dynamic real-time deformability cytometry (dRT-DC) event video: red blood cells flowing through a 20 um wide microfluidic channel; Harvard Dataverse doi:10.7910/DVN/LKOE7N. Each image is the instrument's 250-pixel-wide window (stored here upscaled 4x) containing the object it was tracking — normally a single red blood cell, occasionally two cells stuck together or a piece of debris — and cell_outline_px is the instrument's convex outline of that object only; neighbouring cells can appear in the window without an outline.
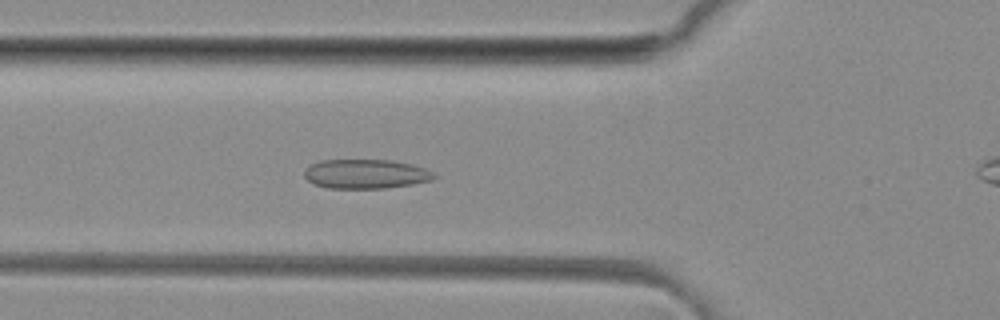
{"species": "common noctule bat (a hibernating species)", "species_latin": "Nyctalus noctula", "temperature_condition": "room temperature", "stored_images_in_passage": 37, "camera_frame_rate_fps": 3000, "um_per_image_px": 0.085, "animal": {"sex": "female", "body_mass_g": 29.2, "forearm_length_mm": 56.3}, "frame": {"image": 1, "passage_image": 4, "time_ms": 1.0, "image_size_px": [1000, 320], "cell_outline_px": [[440, 176], [432, 180], [412, 184], [384, 188], [328, 188], [312, 184], [304, 176], [304, 172], [312, 164], [320, 160], [392, 160], [412, 164], [424, 168]], "centroid_in_image_um": [31.11, 14.79], "position_along_channel_um": 94.7, "area_um2": 22.2}}
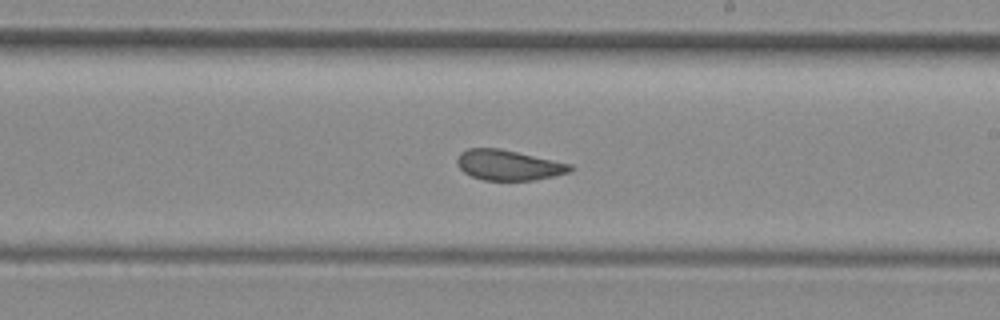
{"frame": {"image": 2, "passage_image": 15, "time_ms": 4.667, "image_size_px": [1000, 320], "cell_outline_px": [[572, 168], [568, 172], [536, 180], [484, 180], [472, 176], [464, 172], [456, 164], [456, 160], [460, 152], [468, 148], [500, 148], [572, 164]], "centroid_in_image_um": [43.18, 14.02], "position_along_channel_um": 245.8, "area_um2": 19.88}}
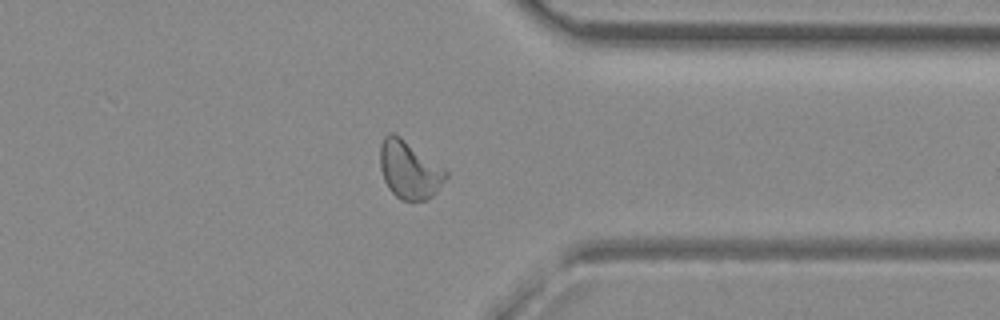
{"frame": {"image": 3, "passage_image": 25, "time_ms": 8.0, "image_size_px": [1000, 320], "cell_outline_px": [[448, 176], [436, 192], [432, 196], [424, 200], [400, 200], [388, 188], [384, 180], [380, 168], [380, 144], [384, 136], [388, 132], [392, 132], [400, 136], [448, 172]], "centroid_in_image_um": [34.76, 14.43], "position_along_channel_um": 376.6, "area_um2": 21.96}, "authors_computed_cell_mechanics": {"area_um2": 21.4438, "velocity_mm_per_s": 4.127, "shape_relaxation_time_tau1_ms": 10.5951, "shape_relaxation_time_tau2_ms": 1.4955, "deformation_change_tau1": 0.1729, "deformation_change_tau2": 0.0483}}